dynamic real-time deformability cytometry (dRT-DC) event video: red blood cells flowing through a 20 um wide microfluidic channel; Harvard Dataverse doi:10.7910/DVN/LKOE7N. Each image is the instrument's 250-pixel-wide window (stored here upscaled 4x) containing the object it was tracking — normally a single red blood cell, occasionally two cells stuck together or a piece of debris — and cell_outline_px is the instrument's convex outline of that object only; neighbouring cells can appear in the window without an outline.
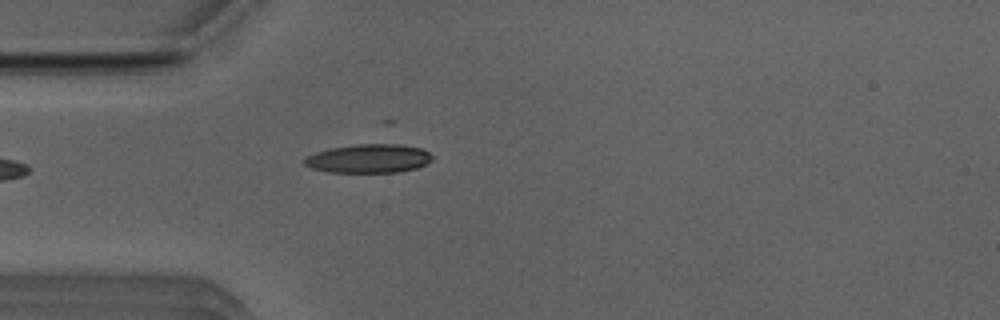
{"species": "Egyptian fruit bat (a non-hibernating species)", "species_latin": "Rousettus aegyptiacus", "temperature_condition": "room temperature", "stored_images_in_passage": 8, "camera_frame_rate_fps": 3000, "um_per_image_px": 0.085, "animal": {"sex": "male"}, "frame": {"image": 1, "passage_image": 1, "time_ms": 0.0, "image_size_px": [1000, 320], "cell_outline_px": [[432, 160], [416, 168], [396, 172], [328, 172], [312, 168], [304, 164], [300, 160], [316, 152], [332, 148], [356, 144], [384, 140], [392, 140], [424, 148], [432, 156]], "centroid_in_image_um": [31.41, 13.41], "position_along_channel_um": 53.6, "area_um2": 22.37}}
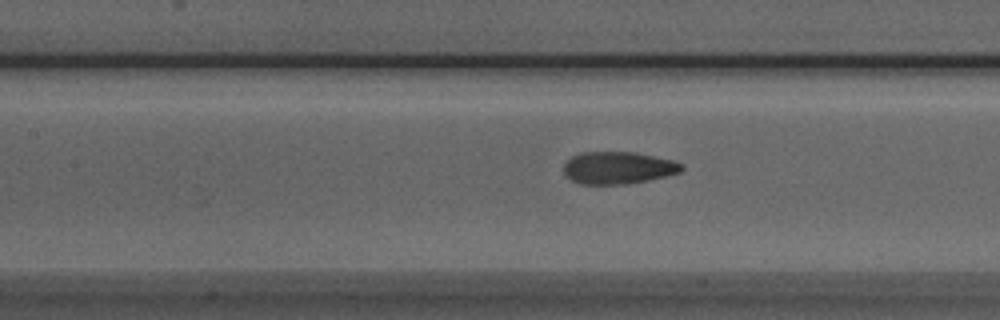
{"frame": {"image": 2, "passage_image": 6, "time_ms": 1.667, "image_size_px": [1000, 320], "cell_outline_px": [[684, 168], [680, 172], [648, 180], [628, 184], [580, 184], [564, 176], [564, 164], [572, 156], [580, 152], [636, 152], [672, 160], [680, 164]], "centroid_in_image_um": [52.5, 14.26], "position_along_channel_um": 154.9, "area_um2": 22.14}}